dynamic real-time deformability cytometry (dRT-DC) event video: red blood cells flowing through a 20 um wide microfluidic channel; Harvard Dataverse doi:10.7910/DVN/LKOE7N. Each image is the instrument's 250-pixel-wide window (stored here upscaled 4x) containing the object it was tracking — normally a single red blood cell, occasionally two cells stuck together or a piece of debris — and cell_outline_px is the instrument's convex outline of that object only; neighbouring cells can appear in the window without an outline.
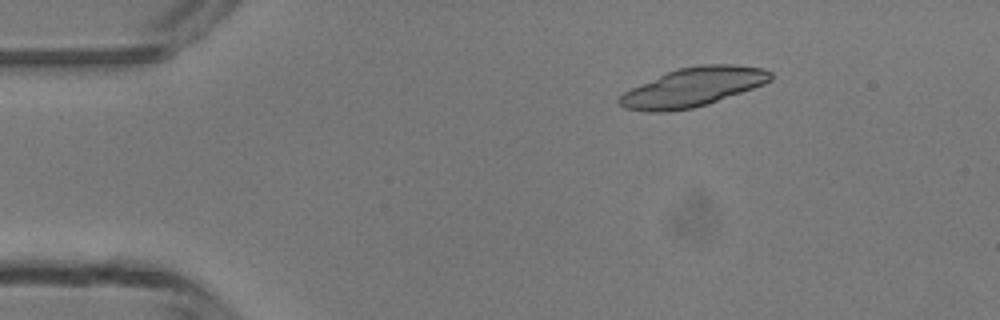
{"species": "common noctule bat (a hibernating species)", "species_latin": "Nyctalus noctula", "temperature_condition": "room temperature", "stored_images_in_passage": 8, "camera_frame_rate_fps": 3000, "um_per_image_px": 0.085, "animal": {"sex": "male", "body_mass_g": 13.3}, "frame": {"image": 1, "passage_image": 3, "time_ms": 2.333, "image_size_px": [1000, 320], "cell_outline_px": [[772, 80], [764, 84], [708, 104], [692, 108], [664, 112], [652, 112], [624, 108], [616, 100], [624, 92], [640, 84], [676, 68], [700, 64], [736, 64], [764, 68], [772, 72]], "centroid_in_image_um": [58.93, 7.39], "position_along_channel_um": 26.1, "area_um2": 34.28}}
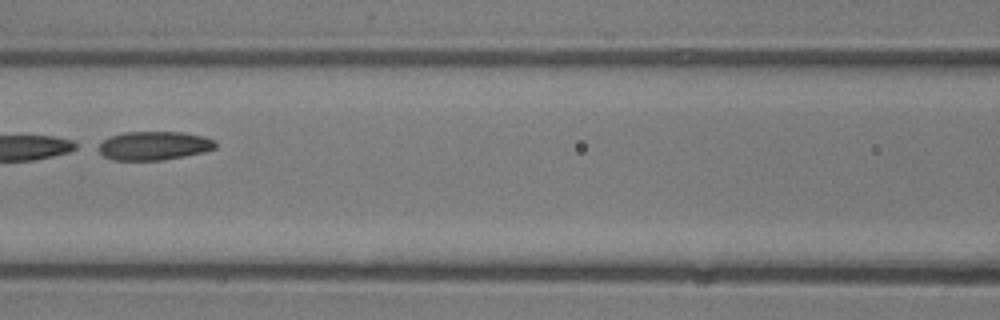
{"frame": {"image": 2, "passage_image": 7, "time_ms": 7.0, "image_size_px": [1000, 320], "cell_outline_px": [[216, 148], [204, 152], [184, 156], [160, 160], [112, 160], [104, 156], [100, 152], [100, 144], [104, 140], [112, 136], [124, 132], [180, 132], [204, 136], [216, 140]], "centroid_in_image_um": [13.13, 12.38], "position_along_channel_um": 153.5, "area_um2": 19.42}}
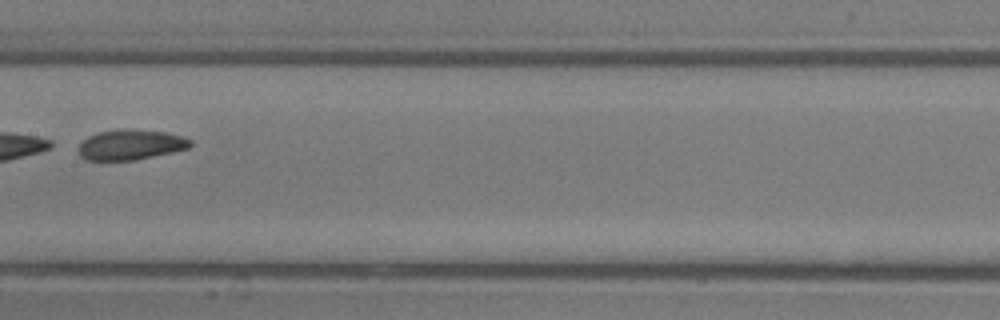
{"frame": {"image": 3, "passage_image": 8, "time_ms": 8.0, "image_size_px": [1000, 320], "cell_outline_px": [[192, 144], [188, 148], [172, 152], [136, 160], [84, 160], [80, 156], [80, 144], [88, 136], [100, 132], [120, 128], [124, 128], [164, 132], [184, 136], [192, 140]], "centroid_in_image_um": [11.13, 12.29], "position_along_channel_um": 196.3, "area_um2": 19.71}}